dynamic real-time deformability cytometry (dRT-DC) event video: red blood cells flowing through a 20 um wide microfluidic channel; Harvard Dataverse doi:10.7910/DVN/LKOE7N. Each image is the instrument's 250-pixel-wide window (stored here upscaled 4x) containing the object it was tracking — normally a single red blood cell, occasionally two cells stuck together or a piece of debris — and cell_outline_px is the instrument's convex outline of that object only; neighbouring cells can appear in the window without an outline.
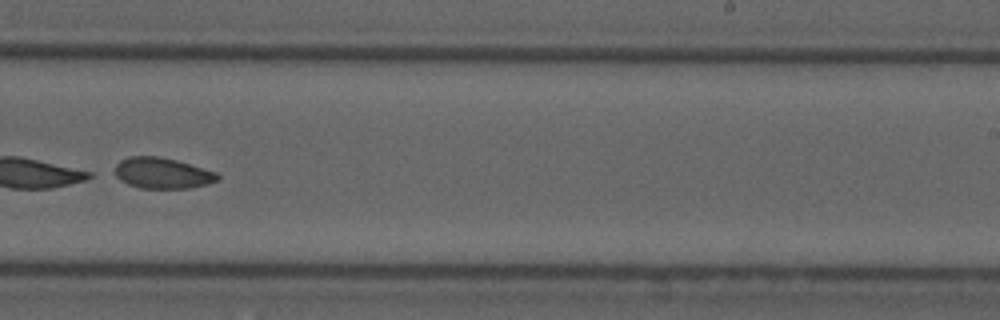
{"species": "common noctule bat (a hibernating species)", "species_latin": "Nyctalus noctula", "temperature_condition": "cold", "stored_images_in_passage": 54, "camera_frame_rate_fps": 3000, "um_per_image_px": 0.085, "animal": {"sex": "male", "forearm_length_mm": 52.5}, "frame": {"image": 1, "passage_image": 34, "time_ms": 11.0, "image_size_px": [1000, 320], "cell_outline_px": [[220, 180], [208, 184], [192, 188], [140, 188], [128, 184], [120, 180], [108, 172], [120, 160], [128, 156], [156, 156], [176, 160], [216, 172], [220, 176]], "centroid_in_image_um": [13.73, 14.72], "position_along_channel_um": 275.3, "area_um2": 18.9}}